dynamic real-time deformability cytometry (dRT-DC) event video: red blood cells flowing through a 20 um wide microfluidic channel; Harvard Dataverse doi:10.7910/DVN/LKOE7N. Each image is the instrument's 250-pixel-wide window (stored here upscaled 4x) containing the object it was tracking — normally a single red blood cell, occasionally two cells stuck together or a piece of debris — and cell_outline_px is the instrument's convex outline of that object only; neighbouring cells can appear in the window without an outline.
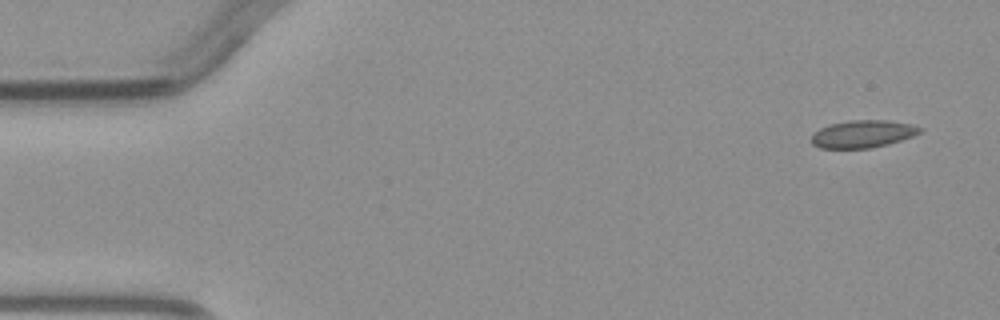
{"species": "common noctule bat (a hibernating species)", "species_latin": "Nyctalus noctula", "temperature_condition": "warm", "stored_images_in_passage": 4, "camera_frame_rate_fps": 3000, "um_per_image_px": 0.085, "animal": {"sex": "male", "body_mass_g": 23.1, "forearm_length_mm": 52.7}, "frame": {"image": 1, "passage_image": 1, "time_ms": 0.0, "image_size_px": [1000, 320], "cell_outline_px": [[924, 128], [920, 132], [912, 136], [888, 144], [872, 148], [820, 148], [812, 144], [812, 136], [820, 128], [832, 124], [848, 120], [888, 120], [912, 124]], "centroid_in_image_um": [73.36, 11.38], "position_along_channel_um": 11.6, "area_um2": 17.28}}
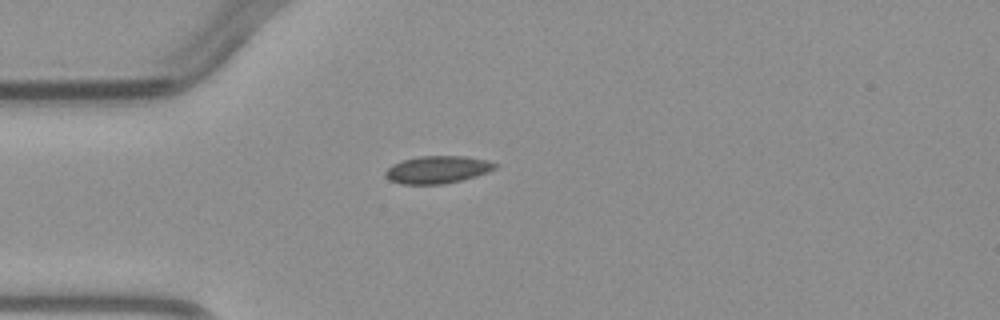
{"frame": {"image": 2, "passage_image": 3, "time_ms": 3.333, "image_size_px": [1000, 320], "cell_outline_px": [[500, 164], [496, 168], [488, 172], [464, 180], [444, 184], [400, 184], [388, 180], [384, 176], [384, 172], [392, 164], [404, 160], [420, 156], [464, 156], [488, 160]], "centroid_in_image_um": [37.2, 14.42], "position_along_channel_um": 47.8, "area_um2": 17.8}}
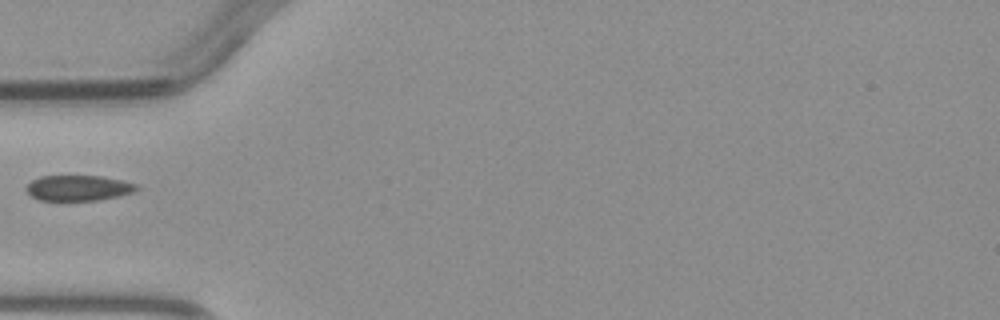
{"frame": {"image": 3, "passage_image": 4, "time_ms": 4.333, "image_size_px": [1000, 320], "cell_outline_px": [[140, 188], [136, 192], [120, 196], [100, 200], [40, 200], [32, 196], [24, 188], [32, 180], [40, 176], [100, 176], [120, 180], [136, 184]], "centroid_in_image_um": [6.69, 15.98], "position_along_channel_um": 78.3, "area_um2": 16.42}}